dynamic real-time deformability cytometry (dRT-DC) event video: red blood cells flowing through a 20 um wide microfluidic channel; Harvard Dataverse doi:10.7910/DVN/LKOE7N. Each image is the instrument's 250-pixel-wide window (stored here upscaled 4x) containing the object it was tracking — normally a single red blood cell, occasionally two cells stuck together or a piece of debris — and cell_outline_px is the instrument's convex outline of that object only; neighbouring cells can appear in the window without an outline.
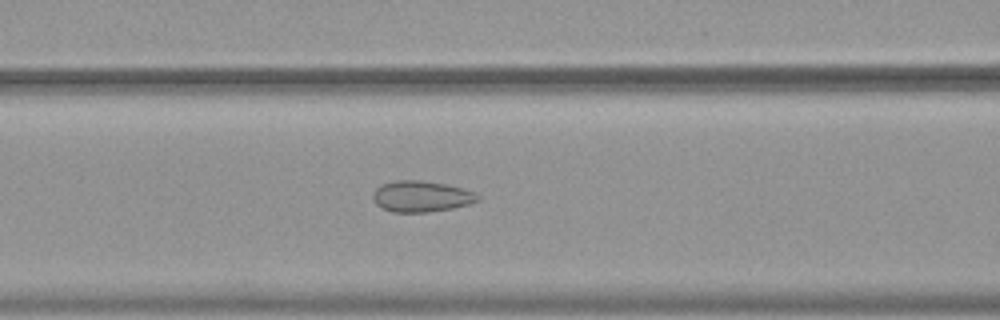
{"species": "common noctule bat (a hibernating species)", "species_latin": "Nyctalus noctula", "temperature_condition": "warm", "stored_images_in_passage": 54, "camera_frame_rate_fps": 3000, "um_per_image_px": 0.085, "animal": {"sex": "female", "body_mass_g": 19.9}, "frame": {"image": 1, "passage_image": 23, "time_ms": 7.333, "image_size_px": [1000, 320], "cell_outline_px": [[480, 200], [468, 204], [452, 208], [428, 212], [392, 212], [376, 204], [372, 196], [372, 192], [380, 184], [396, 180], [420, 180], [444, 184], [464, 188], [476, 192], [480, 196]], "centroid_in_image_um": [35.81, 16.68], "position_along_channel_um": 130.8, "area_um2": 19.07}}
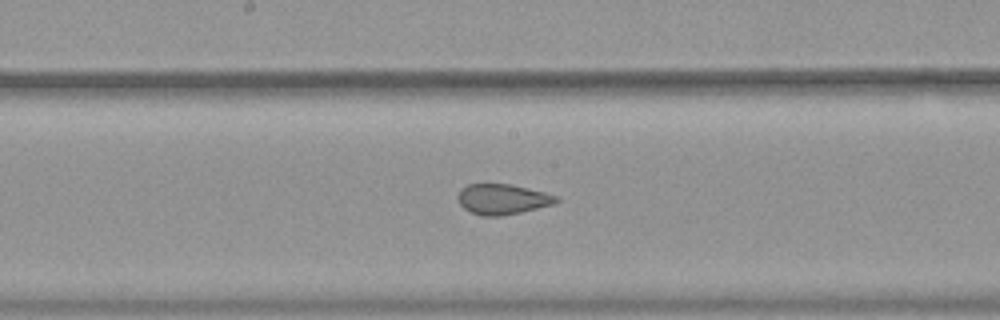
{"frame": {"image": 2, "passage_image": 29, "time_ms": 9.333, "image_size_px": [1000, 320], "cell_outline_px": [[560, 200], [552, 204], [520, 212], [500, 216], [480, 216], [464, 208], [460, 204], [456, 196], [460, 188], [468, 184], [508, 184], [528, 188], [560, 196]], "centroid_in_image_um": [42.68, 16.92], "position_along_channel_um": 205.5, "area_um2": 17.4}}
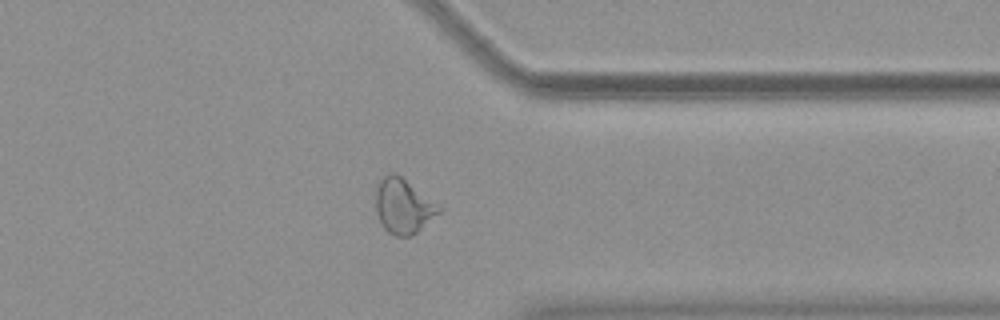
{"frame": {"image": 3, "passage_image": 43, "time_ms": 14.0, "image_size_px": [1000, 320], "cell_outline_px": [[444, 208], [440, 212], [412, 236], [396, 236], [388, 232], [384, 228], [376, 212], [376, 184], [388, 172], [396, 172]], "centroid_in_image_um": [34.28, 17.49], "position_along_channel_um": 377.1, "area_um2": 20.29}, "authors_computed_cell_mechanics": {"area_um2": 21.964, "velocity_mm_per_s": 3.7493, "shape_relaxation_time_tau1_ms": null, "shape_relaxation_time_tau2_ms": 1.1528, "deformation_change_tau1": null, "deformation_change_tau2": 0.073}}